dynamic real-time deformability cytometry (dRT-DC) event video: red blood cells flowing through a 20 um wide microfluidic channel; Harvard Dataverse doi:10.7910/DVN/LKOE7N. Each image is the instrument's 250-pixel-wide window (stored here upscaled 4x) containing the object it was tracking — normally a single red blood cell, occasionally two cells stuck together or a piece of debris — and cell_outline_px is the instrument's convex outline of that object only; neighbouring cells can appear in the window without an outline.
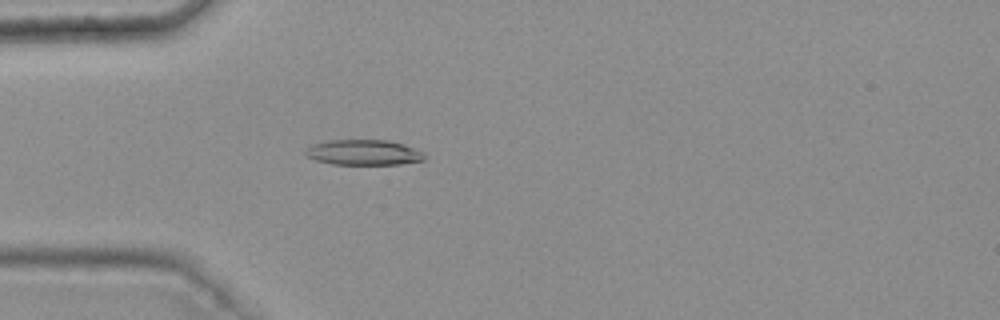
{"species": "common noctule bat (a hibernating species)", "species_latin": "Nyctalus noctula", "temperature_condition": "warm", "stored_images_in_passage": 48, "camera_frame_rate_fps": 3000, "um_per_image_px": 0.085, "animal": {"sex": "female", "body_mass_g": 25.1}, "frame": {"image": 1, "passage_image": 16, "time_ms": 5.0, "image_size_px": [1000, 320], "cell_outline_px": [[424, 160], [400, 164], [332, 164], [316, 160], [308, 156], [304, 152], [304, 148], [312, 144], [328, 140], [388, 140], [404, 144], [424, 152]], "centroid_in_image_um": [30.89, 12.95], "position_along_channel_um": 54.1, "area_um2": 17.63}}
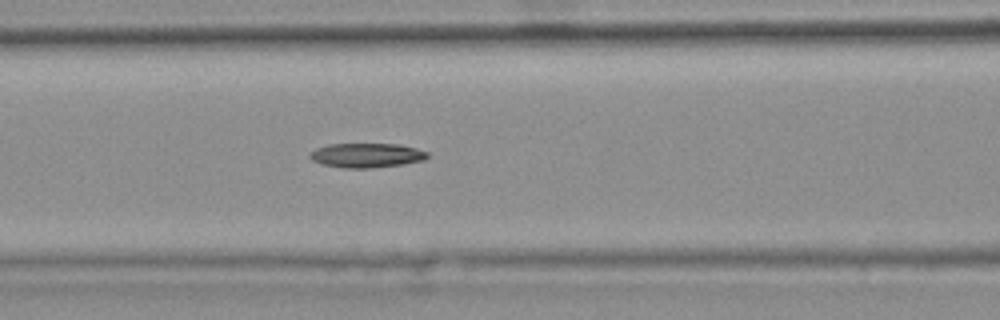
{"frame": {"image": 2, "passage_image": 23, "time_ms": 7.333, "image_size_px": [1000, 320], "cell_outline_px": [[428, 156], [424, 160], [400, 164], [368, 168], [344, 168], [324, 164], [312, 160], [308, 156], [316, 148], [328, 144], [396, 144], [416, 148], [428, 152]], "centroid_in_image_um": [31.15, 13.19], "position_along_channel_um": 135.5, "area_um2": 16.47}}
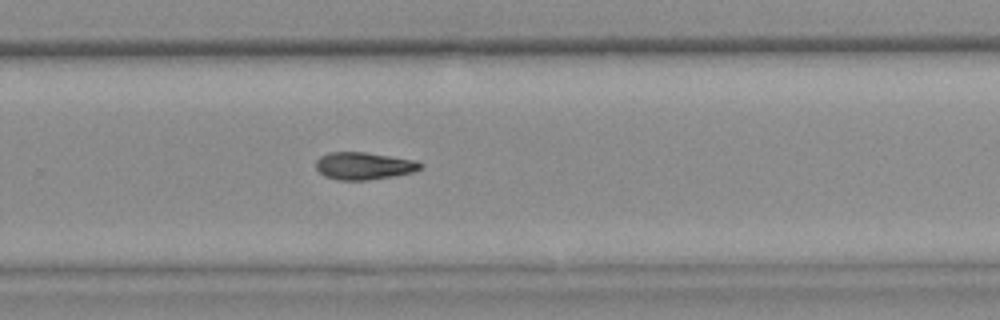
{"frame": {"image": 3, "passage_image": 36, "time_ms": 11.667, "image_size_px": [1000, 320], "cell_outline_px": [[424, 164], [420, 168], [412, 172], [392, 176], [368, 180], [336, 180], [324, 176], [316, 168], [316, 160], [320, 156], [328, 152], [364, 152], [416, 160]], "centroid_in_image_um": [30.9, 14.1], "position_along_channel_um": 298.9, "area_um2": 16.65}}